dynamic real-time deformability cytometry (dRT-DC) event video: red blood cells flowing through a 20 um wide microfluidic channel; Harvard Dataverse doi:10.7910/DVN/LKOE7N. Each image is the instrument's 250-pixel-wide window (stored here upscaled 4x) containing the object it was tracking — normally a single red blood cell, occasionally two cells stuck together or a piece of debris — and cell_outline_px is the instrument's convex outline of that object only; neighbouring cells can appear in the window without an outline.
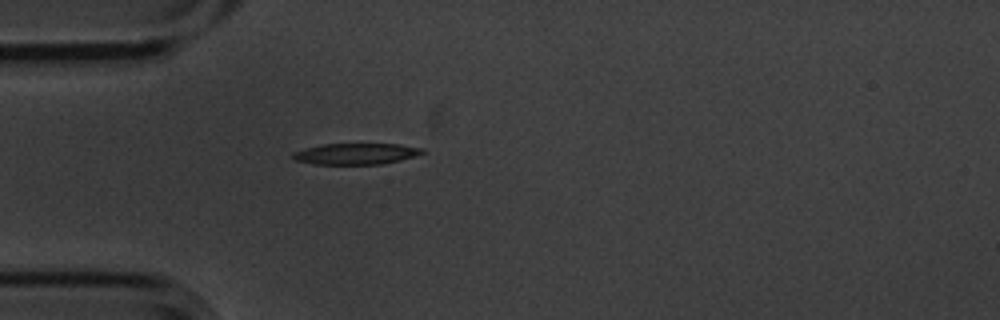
{"species": "common noctule bat (a hibernating species)", "species_latin": "Nyctalus noctula", "temperature_condition": "cold", "stored_images_in_passage": 6, "camera_frame_rate_fps": 3000, "um_per_image_px": 0.085, "animal": {"sex": "male", "body_mass_g": 20.1, "forearm_length_mm": 53.5}, "frame": {"image": 1, "passage_image": 6, "time_ms": 1.667, "image_size_px": [1000, 320], "cell_outline_px": [[424, 152], [400, 160], [380, 164], [312, 164], [296, 160], [292, 156], [292, 152], [304, 148], [324, 144], [400, 144], [424, 148]], "centroid_in_image_um": [30.22, 13.07], "position_along_channel_um": 54.8, "area_um2": 15.84}}